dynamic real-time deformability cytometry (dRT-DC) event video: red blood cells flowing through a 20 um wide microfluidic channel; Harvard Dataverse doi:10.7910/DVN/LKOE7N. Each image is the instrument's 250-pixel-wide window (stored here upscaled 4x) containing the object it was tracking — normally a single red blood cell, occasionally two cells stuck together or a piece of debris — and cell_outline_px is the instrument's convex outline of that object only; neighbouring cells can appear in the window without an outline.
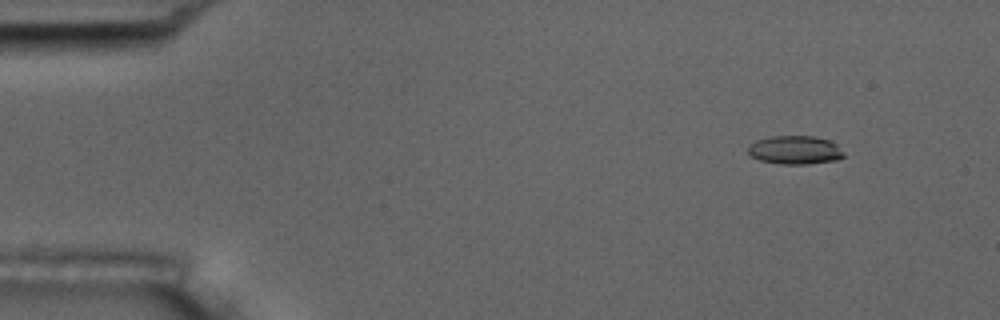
{"species": "common noctule bat (a hibernating species)", "species_latin": "Nyctalus noctula", "temperature_condition": "room temperature", "stored_images_in_passage": 5, "camera_frame_rate_fps": 3000, "um_per_image_px": 0.085, "animal": {"sex": "male", "body_mass_g": 17.5, "forearm_length_mm": 52.3}, "frame": {"image": 1, "passage_image": 2, "time_ms": 1.333, "image_size_px": [1000, 320], "cell_outline_px": [[844, 156], [836, 160], [808, 164], [780, 164], [760, 160], [752, 156], [748, 152], [748, 148], [756, 140], [768, 136], [816, 136], [828, 140], [836, 144], [844, 152]], "centroid_in_image_um": [67.59, 12.75], "position_along_channel_um": 17.4, "area_um2": 15.9}}
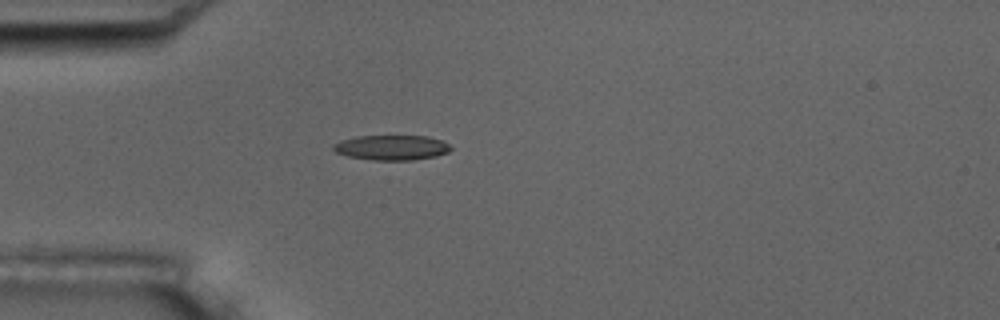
{"frame": {"image": 2, "passage_image": 5, "time_ms": 4.667, "image_size_px": [1000, 320], "cell_outline_px": [[452, 148], [448, 152], [436, 156], [412, 160], [372, 160], [348, 156], [336, 152], [332, 148], [332, 144], [340, 140], [356, 136], [428, 136], [440, 140], [448, 144]], "centroid_in_image_um": [33.26, 12.54], "position_along_channel_um": 51.7, "area_um2": 17.11}}